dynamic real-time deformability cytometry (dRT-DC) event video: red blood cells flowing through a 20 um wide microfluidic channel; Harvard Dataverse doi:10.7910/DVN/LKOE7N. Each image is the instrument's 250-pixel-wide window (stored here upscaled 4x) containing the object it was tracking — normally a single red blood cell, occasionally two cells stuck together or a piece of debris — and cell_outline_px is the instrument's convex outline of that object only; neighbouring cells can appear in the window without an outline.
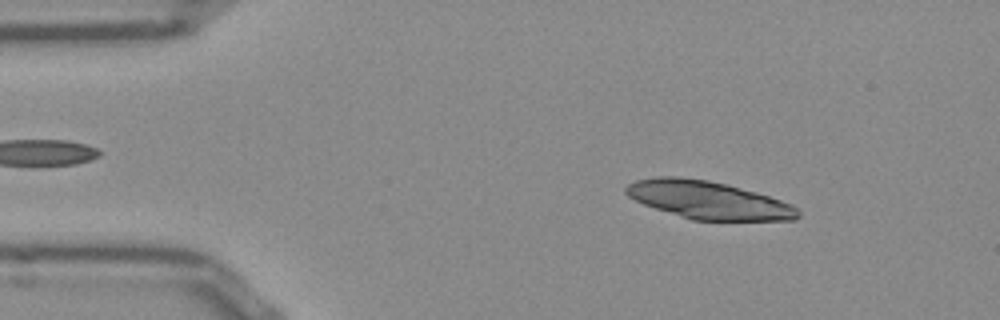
{"species": "Egyptian fruit bat (a non-hibernating species)", "species_latin": "Rousettus aegyptiacus", "temperature_condition": "room temperature", "stored_images_in_passage": 50, "camera_frame_rate_fps": 3000, "um_per_image_px": 0.085, "frame": {"image": 1, "passage_image": 6, "time_ms": 1.667, "image_size_px": [1000, 320], "cell_outline_px": [[800, 216], [792, 220], [692, 220], [644, 204], [628, 196], [624, 192], [624, 188], [628, 184], [636, 180], [656, 176], [680, 176], [708, 180], [728, 184], [756, 192], [792, 204], [800, 212]], "centroid_in_image_um": [60.19, 16.99], "position_along_channel_um": 24.8, "area_um2": 37.8}}